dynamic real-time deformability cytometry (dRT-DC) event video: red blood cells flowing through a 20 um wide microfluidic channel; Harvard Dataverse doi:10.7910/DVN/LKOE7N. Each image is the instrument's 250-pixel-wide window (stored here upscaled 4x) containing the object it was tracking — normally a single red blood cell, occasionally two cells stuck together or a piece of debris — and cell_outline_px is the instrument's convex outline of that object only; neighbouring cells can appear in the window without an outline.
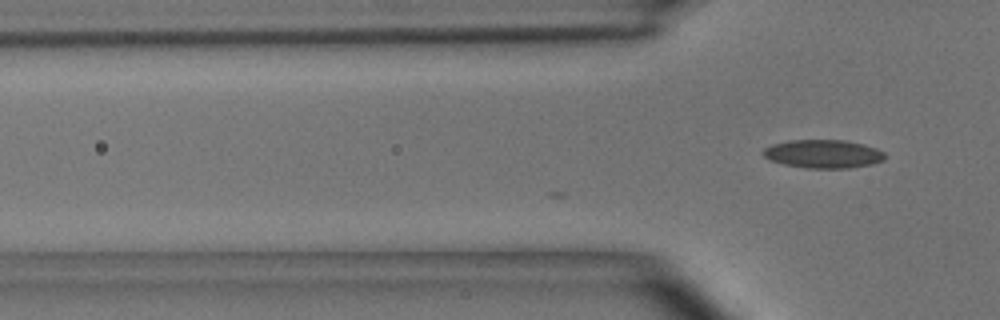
{"species": "common noctule bat (a hibernating species)", "species_latin": "Nyctalus noctula", "temperature_condition": "room temperature", "stored_images_in_passage": 5, "camera_frame_rate_fps": 3000, "um_per_image_px": 0.085, "animal": {"sex": "male", "body_mass_g": 15.6}, "frame": {"image": 1, "passage_image": 5, "time_ms": 1.333, "image_size_px": [1000, 320], "cell_outline_px": [[888, 156], [884, 160], [872, 164], [848, 168], [808, 168], [784, 164], [768, 160], [760, 152], [764, 148], [772, 144], [792, 140], [844, 140], [864, 144], [876, 148], [884, 152]], "centroid_in_image_um": [69.98, 13.08], "position_along_channel_um": 55.8, "area_um2": 20.29}}